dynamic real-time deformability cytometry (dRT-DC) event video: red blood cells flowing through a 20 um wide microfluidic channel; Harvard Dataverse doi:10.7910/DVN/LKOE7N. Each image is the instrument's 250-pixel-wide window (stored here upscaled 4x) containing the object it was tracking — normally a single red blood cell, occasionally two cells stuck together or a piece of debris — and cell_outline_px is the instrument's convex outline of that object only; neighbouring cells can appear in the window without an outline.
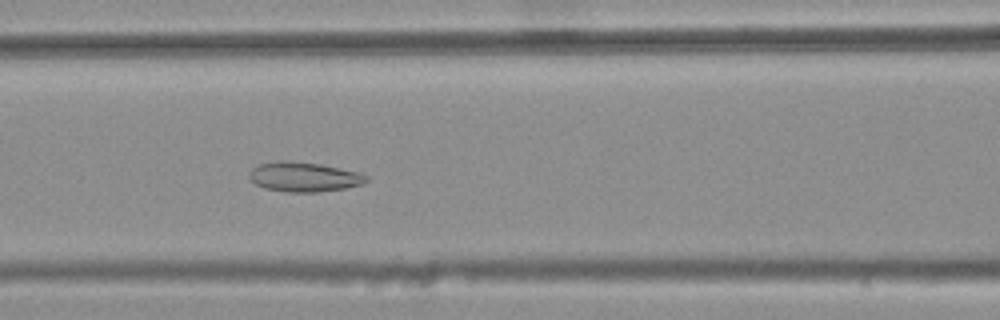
{"species": "common noctule bat (a hibernating species)", "species_latin": "Nyctalus noctula", "temperature_condition": "warm", "stored_images_in_passage": 45, "camera_frame_rate_fps": 3000, "um_per_image_px": 0.085, "animal": {"sex": "female", "body_mass_g": 25.1}, "frame": {"image": 1, "passage_image": 23, "time_ms": 7.333, "image_size_px": [1000, 320], "cell_outline_px": [[368, 180], [364, 184], [344, 188], [316, 192], [288, 192], [264, 188], [256, 184], [248, 176], [248, 172], [256, 164], [280, 160], [284, 160], [320, 164], [360, 172], [368, 176]], "centroid_in_image_um": [25.82, 15.03], "position_along_channel_um": 140.8, "area_um2": 20.35}}
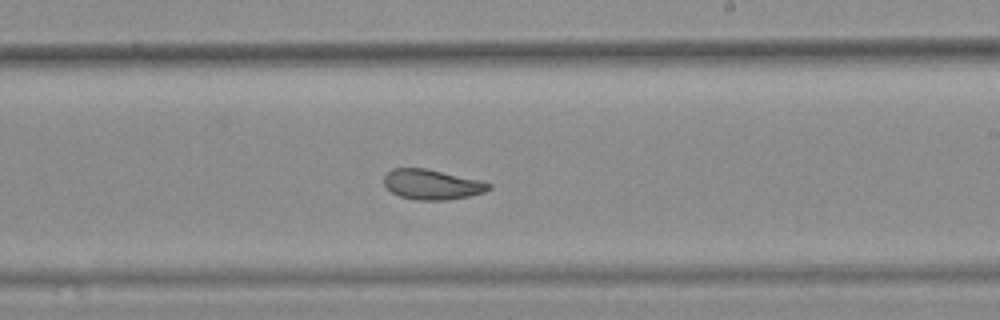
{"frame": {"image": 2, "passage_image": 32, "time_ms": 10.333, "image_size_px": [1000, 320], "cell_outline_px": [[492, 188], [484, 192], [468, 196], [448, 200], [416, 200], [400, 196], [392, 192], [384, 184], [384, 176], [392, 168], [424, 168], [480, 180], [492, 184]], "centroid_in_image_um": [36.72, 15.68], "position_along_channel_um": 252.3, "area_um2": 18.26}}
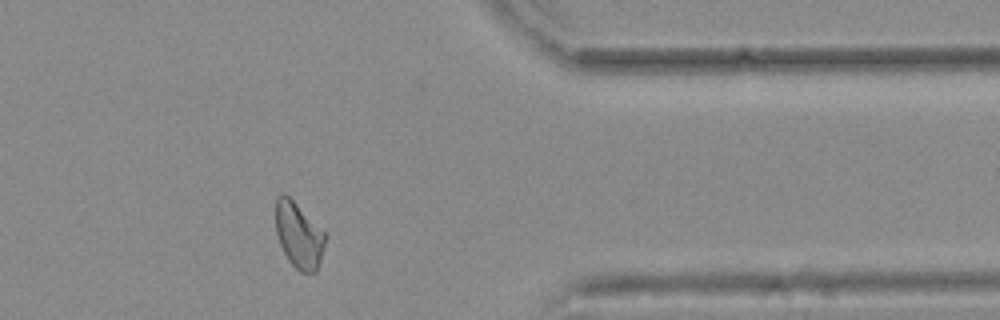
{"frame": {"image": 3, "passage_image": 44, "time_ms": 14.333, "image_size_px": [1000, 320], "cell_outline_px": [[328, 236], [320, 264], [316, 272], [300, 272], [288, 260], [280, 244], [276, 232], [276, 196], [284, 192]], "centroid_in_image_um": [25.41, 20.02], "position_along_channel_um": 386.0, "area_um2": 18.9}, "authors_computed_cell_mechanics": {"area_um2": 20.3456, "velocity_mm_per_s": 3.7366, "shape_relaxation_time_tau1_ms": null, "shape_relaxation_time_tau2_ms": 1.828, "deformation_change_tau1": null, "deformation_change_tau2": 0.0743}}